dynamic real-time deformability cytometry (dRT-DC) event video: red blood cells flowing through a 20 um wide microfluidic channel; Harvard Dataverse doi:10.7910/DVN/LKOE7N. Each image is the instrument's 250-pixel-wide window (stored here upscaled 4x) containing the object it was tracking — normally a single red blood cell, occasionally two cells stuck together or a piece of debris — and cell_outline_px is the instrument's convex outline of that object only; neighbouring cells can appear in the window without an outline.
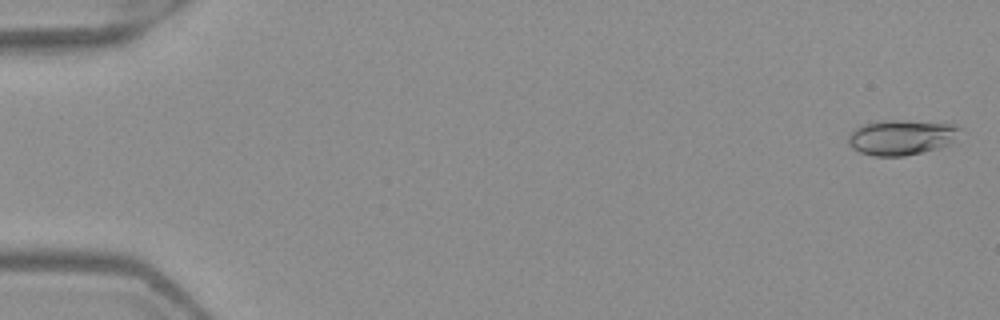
{"species": "Egyptian fruit bat (a non-hibernating species)", "species_latin": "Rousettus aegyptiacus", "temperature_condition": "warm", "stored_images_in_passage": 5, "camera_frame_rate_fps": 3000, "um_per_image_px": 0.085, "frame": {"image": 1, "passage_image": 1, "time_ms": 0.0, "image_size_px": [1000, 320], "cell_outline_px": [[968, 132], [952, 144], [940, 148], [924, 152], [904, 156], [876, 156], [860, 152], [852, 148], [848, 144], [848, 136], [860, 124], [880, 120], [904, 120], [960, 124]], "centroid_in_image_um": [76.78, 11.65], "position_along_channel_um": 8.2, "area_um2": 23.99}}
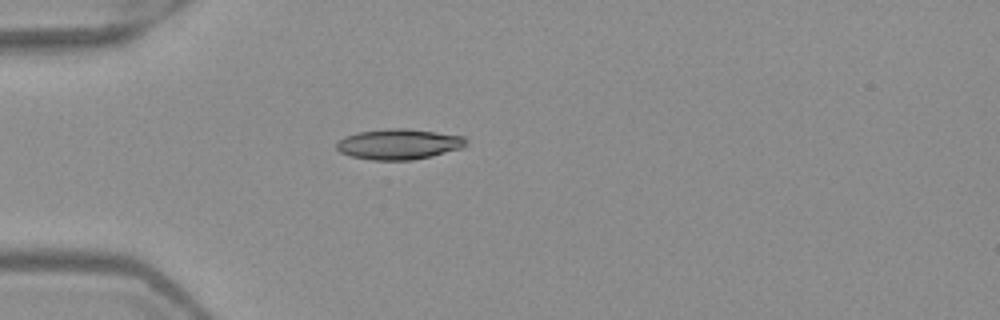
{"frame": {"image": 2, "passage_image": 5, "time_ms": 1.333, "image_size_px": [1000, 320], "cell_outline_px": [[468, 144], [464, 148], [432, 156], [412, 160], [372, 160], [352, 156], [340, 152], [336, 148], [336, 144], [344, 136], [360, 132], [388, 128], [408, 128], [464, 136], [468, 140]], "centroid_in_image_um": [33.95, 12.25], "position_along_channel_um": 51.0, "area_um2": 23.18}}